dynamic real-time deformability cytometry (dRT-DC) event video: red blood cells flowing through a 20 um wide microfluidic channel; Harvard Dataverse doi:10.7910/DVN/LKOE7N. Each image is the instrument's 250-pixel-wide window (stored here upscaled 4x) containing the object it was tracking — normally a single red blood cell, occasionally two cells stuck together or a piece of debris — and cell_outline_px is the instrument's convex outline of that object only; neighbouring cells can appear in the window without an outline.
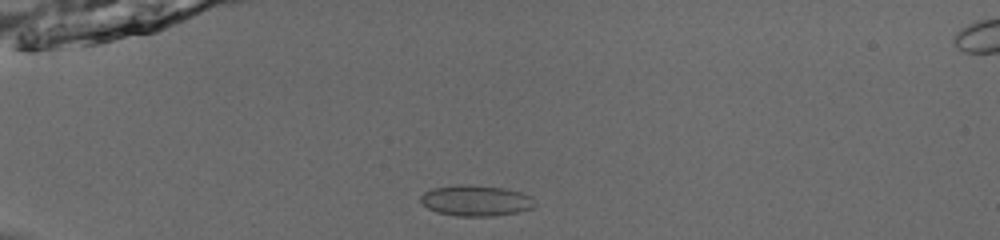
{"species": "common noctule bat (a hibernating species)", "species_latin": "Nyctalus noctula", "temperature_condition": "room temperature", "stored_images_in_passage": 53, "camera_frame_rate_fps": 3000, "um_per_image_px": 0.085, "animal": {"sex": "male", "body_mass_g": 13.0, "forearm_length_mm": 53.1}, "frame": {"image": 1, "passage_image": 16, "time_ms": 5.0, "image_size_px": [1000, 240], "cell_outline_px": [[536, 204], [532, 208], [516, 212], [492, 216], [456, 216], [436, 212], [428, 208], [420, 200], [420, 196], [424, 192], [432, 188], [460, 184], [468, 184], [504, 188], [520, 192], [532, 196]], "centroid_in_image_um": [40.44, 17.04], "position_along_channel_um": 44.6, "area_um2": 20.58}}
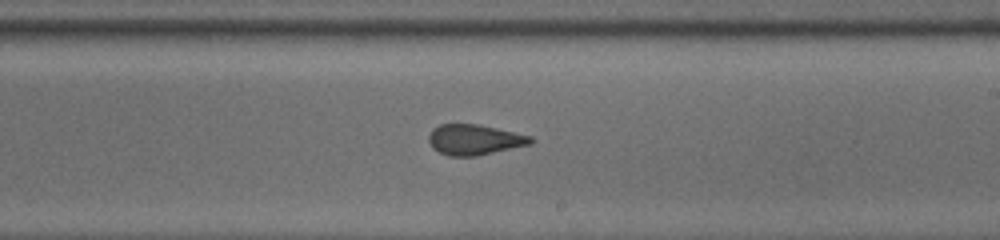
{"frame": {"image": 2, "passage_image": 34, "time_ms": 11.0, "image_size_px": [1000, 240], "cell_outline_px": [[536, 140], [532, 144], [476, 156], [448, 156], [432, 148], [428, 140], [428, 136], [432, 128], [440, 124], [476, 124], [496, 128], [532, 136]], "centroid_in_image_um": [40.33, 11.87], "position_along_channel_um": 248.7, "area_um2": 18.21}}
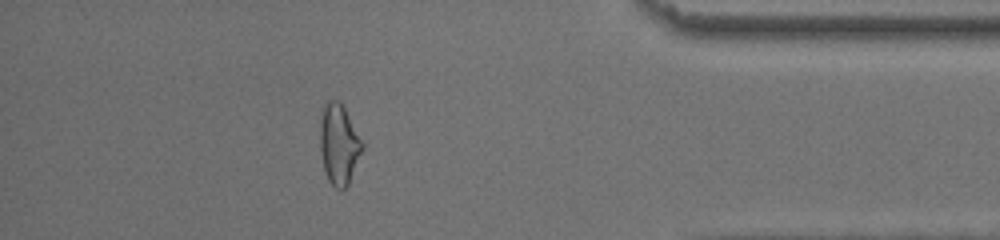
{"frame": {"image": 3, "passage_image": 48, "time_ms": 15.667, "image_size_px": [1000, 240], "cell_outline_px": [[364, 148], [348, 184], [344, 188], [336, 188], [328, 180], [324, 172], [320, 152], [320, 112], [324, 104], [328, 100], [336, 100], [344, 108], [364, 144]], "centroid_in_image_um": [28.79, 12.26], "position_along_channel_um": 406.4, "area_um2": 19.77}, "authors_computed_cell_mechanics": {"area_um2": 19.4208, "velocity_mm_per_s": 3.9371, "shape_relaxation_time_tau1_ms": 5.2228, "shape_relaxation_time_tau2_ms": 1.2704, "deformation_change_tau1": 0.1097, "deformation_change_tau2": 0.0623}}